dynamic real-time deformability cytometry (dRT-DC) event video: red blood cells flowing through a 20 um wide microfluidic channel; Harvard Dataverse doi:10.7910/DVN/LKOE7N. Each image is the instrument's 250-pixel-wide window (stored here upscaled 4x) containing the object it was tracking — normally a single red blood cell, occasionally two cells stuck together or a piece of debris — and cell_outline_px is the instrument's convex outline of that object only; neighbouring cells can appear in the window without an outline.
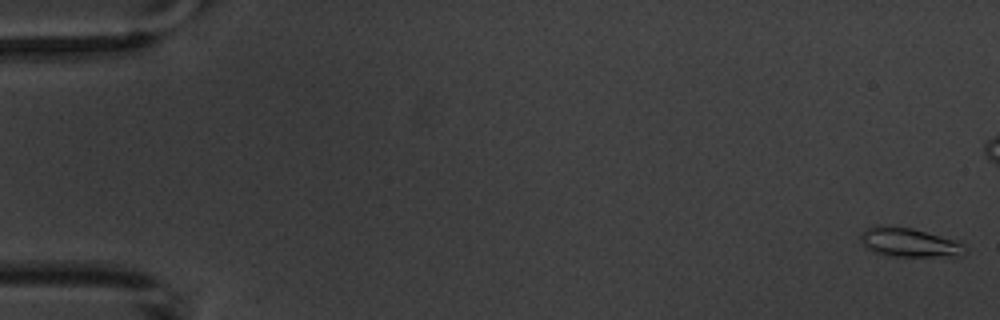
{"species": "common noctule bat (a hibernating species)", "species_latin": "Nyctalus noctula", "temperature_condition": "warm", "stored_images_in_passage": 7, "camera_frame_rate_fps": 3000, "um_per_image_px": 0.085, "animal": {"sex": "male", "body_mass_g": 20.1, "forearm_length_mm": 53.5}, "frame": {"image": 1, "passage_image": 1, "time_ms": 0.0, "image_size_px": [1000, 320], "cell_outline_px": [[968, 252], [964, 256], [892, 256], [872, 252], [860, 240], [860, 232], [876, 224], [880, 224], [912, 228], [956, 240], [964, 244], [968, 248]], "centroid_in_image_um": [77.31, 20.6], "position_along_channel_um": 7.7, "area_um2": 17.98}}